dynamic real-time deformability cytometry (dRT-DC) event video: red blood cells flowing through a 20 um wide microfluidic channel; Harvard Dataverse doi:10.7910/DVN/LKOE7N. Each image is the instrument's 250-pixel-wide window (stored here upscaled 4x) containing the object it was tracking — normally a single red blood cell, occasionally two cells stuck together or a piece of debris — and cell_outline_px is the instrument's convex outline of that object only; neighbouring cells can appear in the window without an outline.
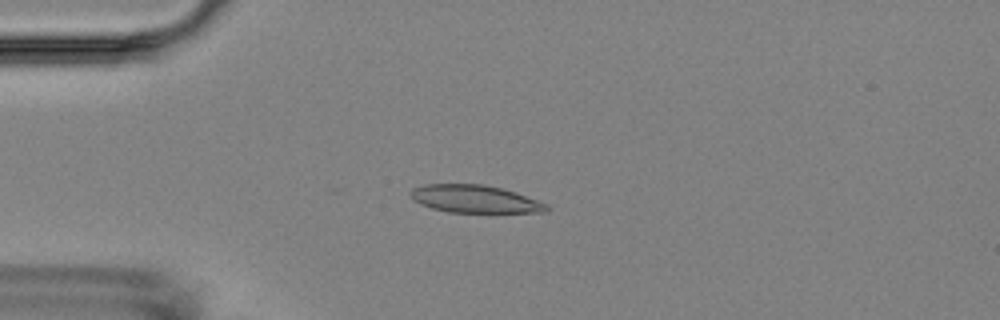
{"species": "Egyptian fruit bat (a non-hibernating species)", "species_latin": "Rousettus aegyptiacus", "temperature_condition": "room temperature", "stored_images_in_passage": 7, "camera_frame_rate_fps": 3000, "um_per_image_px": 0.085, "animal": {"sex": "female"}, "frame": {"image": 1, "passage_image": 5, "time_ms": 4.667, "image_size_px": [1000, 320], "cell_outline_px": [[548, 212], [448, 212], [432, 208], [420, 204], [412, 200], [408, 192], [412, 188], [424, 184], [484, 184], [516, 192], [548, 204]], "centroid_in_image_um": [40.32, 16.9], "position_along_channel_um": 44.7, "area_um2": 22.02}}
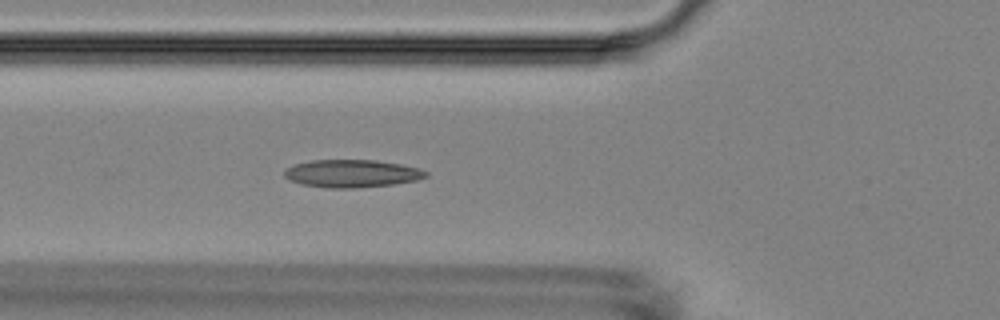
{"frame": {"image": 2, "passage_image": 7, "time_ms": 6.667, "image_size_px": [1000, 320], "cell_outline_px": [[428, 176], [416, 180], [392, 184], [360, 188], [328, 188], [300, 184], [288, 180], [284, 176], [284, 172], [288, 168], [296, 164], [312, 160], [376, 160], [400, 164], [420, 168], [428, 172]], "centroid_in_image_um": [29.91, 14.75], "position_along_channel_um": 95.9, "area_um2": 22.89}}